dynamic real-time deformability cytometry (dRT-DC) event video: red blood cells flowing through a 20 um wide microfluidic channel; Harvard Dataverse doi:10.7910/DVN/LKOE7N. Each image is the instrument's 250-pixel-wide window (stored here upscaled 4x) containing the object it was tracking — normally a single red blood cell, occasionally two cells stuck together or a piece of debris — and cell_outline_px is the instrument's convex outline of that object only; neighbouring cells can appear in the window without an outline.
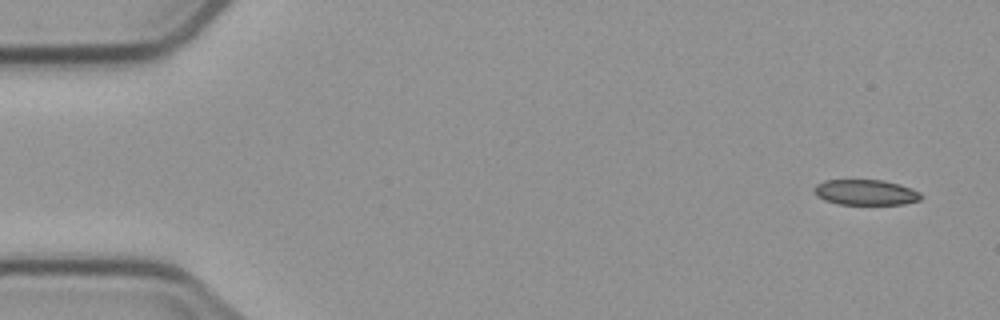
{"species": "common noctule bat (a hibernating species)", "species_latin": "Nyctalus noctula", "temperature_condition": "cold", "stored_images_in_passage": 5, "segment_of_instrument_passage": [1, 2], "camera_frame_rate_fps": 3000, "um_per_image_px": 0.085, "animal": {"sex": "male", "body_mass_g": 23.1, "forearm_length_mm": 52.7}, "frame": {"image": 1, "passage_image": 1, "time_ms": 0.0, "image_size_px": [1000, 320], "cell_outline_px": [[920, 200], [904, 204], [840, 204], [824, 200], [816, 196], [812, 188], [816, 184], [824, 180], [884, 180], [900, 184], [912, 188], [920, 192]], "centroid_in_image_um": [73.55, 16.34], "position_along_channel_um": 11.4, "area_um2": 15.95}}